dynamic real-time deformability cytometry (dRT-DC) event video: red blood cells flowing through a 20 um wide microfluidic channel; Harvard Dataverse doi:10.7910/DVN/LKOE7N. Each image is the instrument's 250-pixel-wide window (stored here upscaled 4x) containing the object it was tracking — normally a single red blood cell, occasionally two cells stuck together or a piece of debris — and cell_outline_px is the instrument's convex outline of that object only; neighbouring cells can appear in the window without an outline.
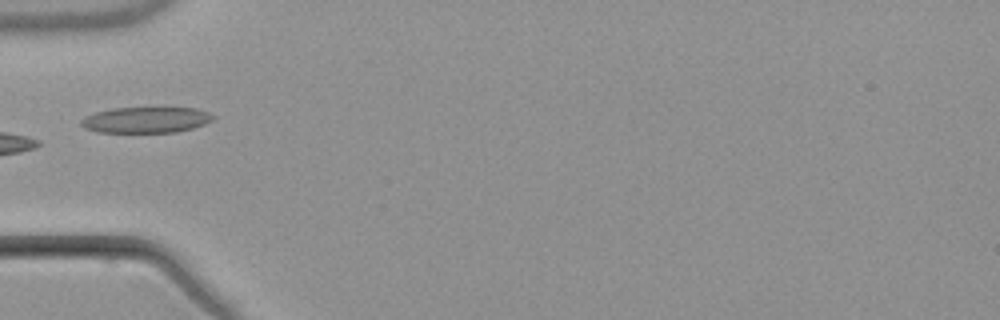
{"species": "common noctule bat (a hibernating species)", "species_latin": "Nyctalus noctula", "temperature_condition": "warm", "stored_images_in_passage": 4, "camera_frame_rate_fps": 3000, "um_per_image_px": 0.085, "animal": {"sex": "male", "body_mass_g": 21.5, "forearm_length_mm": 52.0}, "frame": {"image": 1, "passage_image": 4, "time_ms": 5.0, "image_size_px": [1000, 320], "cell_outline_px": [[216, 116], [212, 120], [204, 124], [192, 128], [176, 132], [100, 132], [84, 128], [80, 124], [80, 120], [84, 116], [96, 112], [112, 108], [196, 108], [208, 112]], "centroid_in_image_um": [12.39, 10.19], "position_along_channel_um": 72.6, "area_um2": 19.88}}